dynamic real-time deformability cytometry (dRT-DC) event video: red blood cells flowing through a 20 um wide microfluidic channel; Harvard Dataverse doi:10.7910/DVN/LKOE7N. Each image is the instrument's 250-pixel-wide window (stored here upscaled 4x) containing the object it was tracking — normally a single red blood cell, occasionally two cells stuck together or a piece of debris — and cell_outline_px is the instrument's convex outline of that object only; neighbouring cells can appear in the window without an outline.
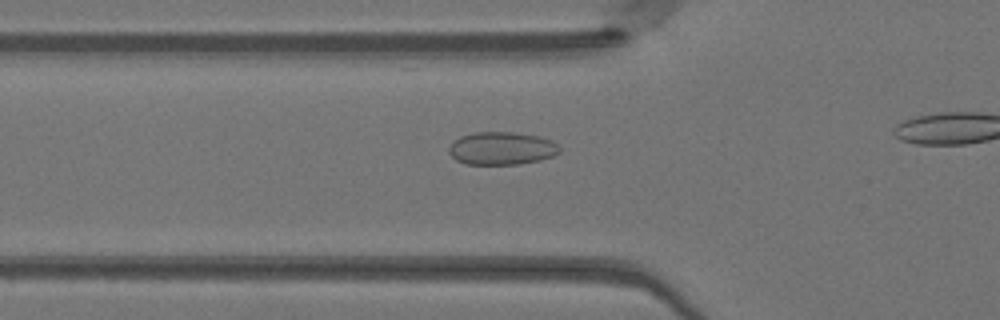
{"species": "Egyptian fruit bat (a non-hibernating species)", "species_latin": "Rousettus aegyptiacus", "temperature_condition": "warm", "stored_images_in_passage": 18, "camera_frame_rate_fps": 3000, "um_per_image_px": 0.085, "animal": {"sex": "female"}, "frame": {"image": 1, "passage_image": 13, "time_ms": 4.0, "image_size_px": [1000, 320], "cell_outline_px": [[560, 152], [552, 156], [540, 160], [520, 164], [464, 164], [456, 160], [448, 152], [448, 148], [460, 136], [476, 132], [516, 132], [540, 136], [552, 140], [560, 148]], "centroid_in_image_um": [42.66, 12.61], "position_along_channel_um": 83.1, "area_um2": 21.27}}
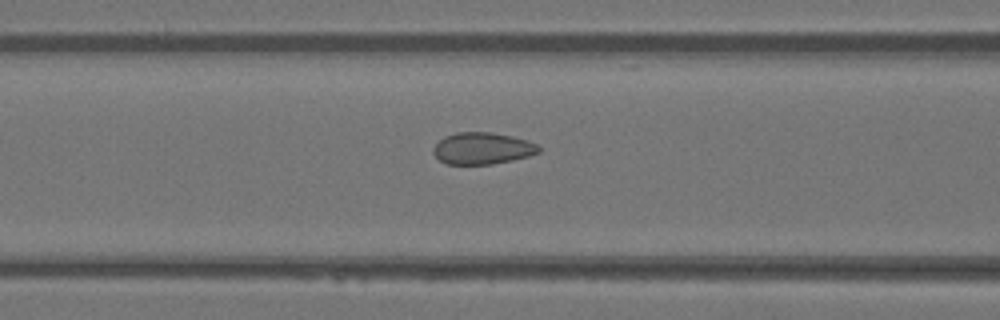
{"frame": {"image": 2, "passage_image": 16, "time_ms": 5.0, "image_size_px": [1000, 320], "cell_outline_px": [[540, 152], [528, 156], [512, 160], [492, 164], [444, 164], [432, 152], [432, 148], [444, 136], [456, 132], [492, 132], [512, 136], [528, 140], [536, 144], [540, 148]], "centroid_in_image_um": [40.99, 12.61], "position_along_channel_um": 125.6, "area_um2": 19.59}}